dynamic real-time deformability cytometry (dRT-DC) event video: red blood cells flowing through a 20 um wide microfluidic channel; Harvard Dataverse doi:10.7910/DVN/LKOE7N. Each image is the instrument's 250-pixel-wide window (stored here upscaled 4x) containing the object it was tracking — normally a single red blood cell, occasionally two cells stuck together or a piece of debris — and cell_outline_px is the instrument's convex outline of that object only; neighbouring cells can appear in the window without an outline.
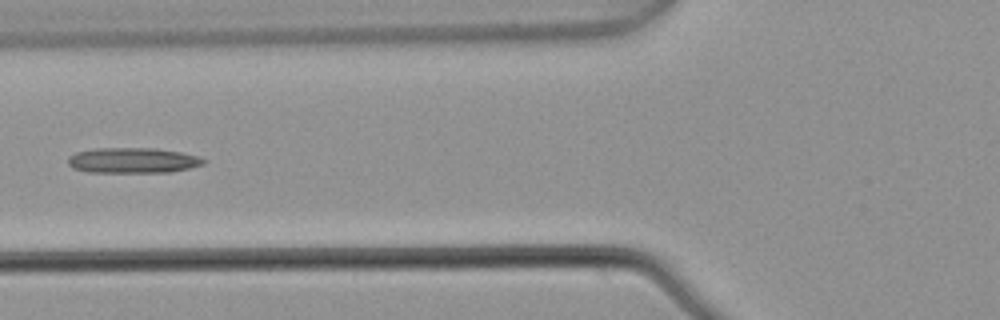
{"species": "common noctule bat (a hibernating species)", "species_latin": "Nyctalus noctula", "temperature_condition": "warm", "stored_images_in_passage": 5, "camera_frame_rate_fps": 3000, "um_per_image_px": 0.085, "animal": {"sex": "male", "body_mass_g": 21.5, "forearm_length_mm": 52.0}, "frame": {"image": 1, "passage_image": 5, "time_ms": 1.333, "image_size_px": [1000, 320], "cell_outline_px": [[208, 160], [204, 164], [172, 172], [88, 172], [72, 168], [68, 164], [68, 156], [76, 152], [96, 148], [156, 148], [180, 152], [200, 156]], "centroid_in_image_um": [11.3, 13.63], "position_along_channel_um": 114.5, "area_um2": 20.23}}